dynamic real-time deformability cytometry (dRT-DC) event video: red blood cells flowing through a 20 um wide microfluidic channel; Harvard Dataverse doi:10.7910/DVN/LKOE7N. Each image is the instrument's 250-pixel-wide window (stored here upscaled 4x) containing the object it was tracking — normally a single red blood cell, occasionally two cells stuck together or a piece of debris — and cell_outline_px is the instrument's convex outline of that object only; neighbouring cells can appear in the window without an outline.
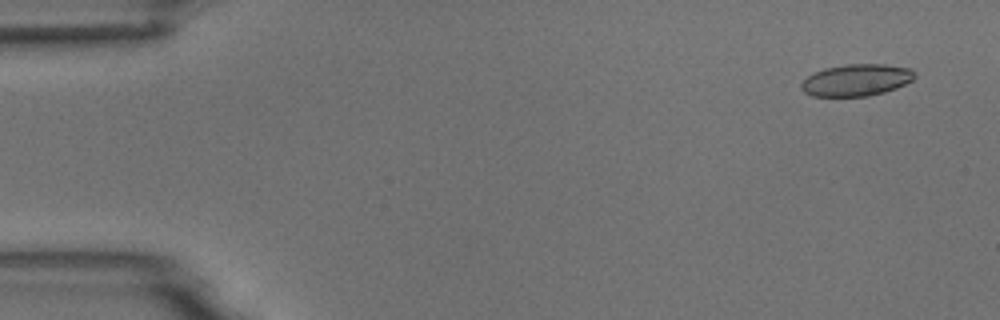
{"species": "common noctule bat (a hibernating species)", "species_latin": "Nyctalus noctula", "temperature_condition": "room temperature", "stored_images_in_passage": 7, "camera_frame_rate_fps": 3000, "um_per_image_px": 0.085, "animal": {"sex": "male", "body_mass_g": 18.8}, "frame": {"image": 1, "passage_image": 1, "time_ms": 0.0, "image_size_px": [1000, 320], "cell_outline_px": [[916, 76], [912, 80], [896, 88], [884, 92], [868, 96], [812, 96], [804, 92], [800, 88], [800, 84], [808, 76], [824, 68], [844, 64], [884, 64], [912, 68], [916, 72]], "centroid_in_image_um": [72.81, 6.8], "position_along_channel_um": 12.2, "area_um2": 21.15}}
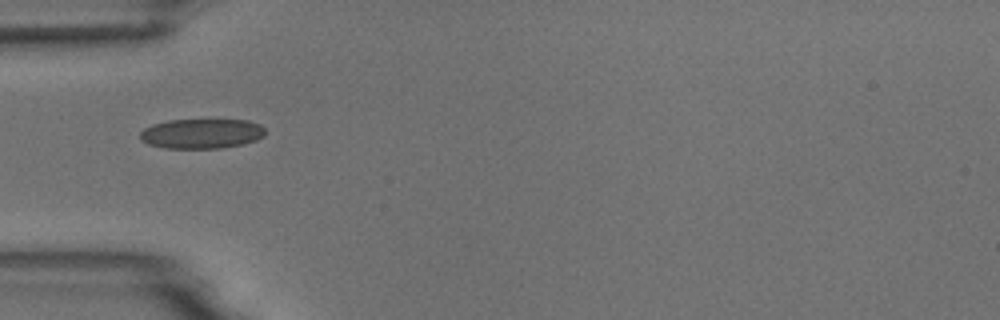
{"frame": {"image": 2, "passage_image": 5, "time_ms": 4.667, "image_size_px": [1000, 320], "cell_outline_px": [[264, 136], [256, 140], [244, 144], [224, 148], [164, 148], [148, 144], [140, 140], [140, 132], [144, 128], [152, 124], [168, 120], [248, 120], [260, 124], [264, 128]], "centroid_in_image_um": [17.13, 11.36], "position_along_channel_um": 67.9, "area_um2": 21.91}}